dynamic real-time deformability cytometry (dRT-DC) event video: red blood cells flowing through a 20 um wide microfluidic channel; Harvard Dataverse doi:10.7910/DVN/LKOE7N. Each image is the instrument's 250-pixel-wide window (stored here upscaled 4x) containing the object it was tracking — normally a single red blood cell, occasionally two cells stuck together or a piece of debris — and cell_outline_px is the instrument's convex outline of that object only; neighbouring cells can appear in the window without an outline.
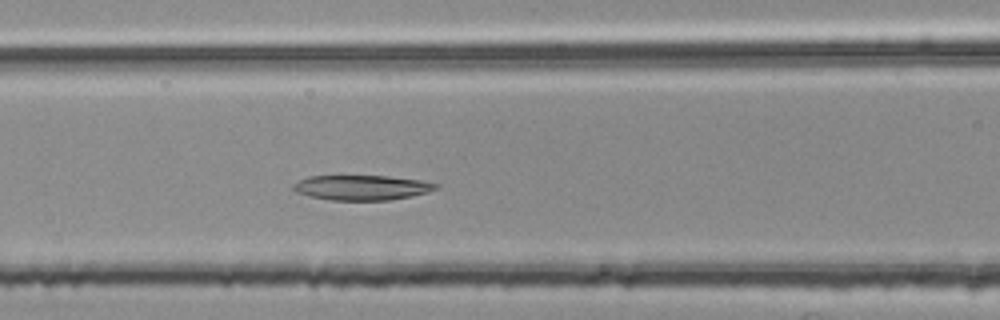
{"species": "common noctule bat (a hibernating species)", "species_latin": "Nyctalus noctula", "temperature_condition": "room temperature", "stored_images_in_passage": 37, "camera_frame_rate_fps": 3000, "um_per_image_px": 0.085, "animal": {"sex": "female", "body_mass_g": 25.1}, "frame": {"image": 1, "passage_image": 14, "time_ms": 4.333, "image_size_px": [1000, 320], "cell_outline_px": [[440, 188], [428, 192], [412, 196], [388, 200], [332, 200], [308, 196], [296, 192], [292, 188], [292, 184], [308, 176], [388, 176], [420, 180], [440, 184]], "centroid_in_image_um": [30.77, 15.94], "position_along_channel_um": 135.8, "area_um2": 20.81}}
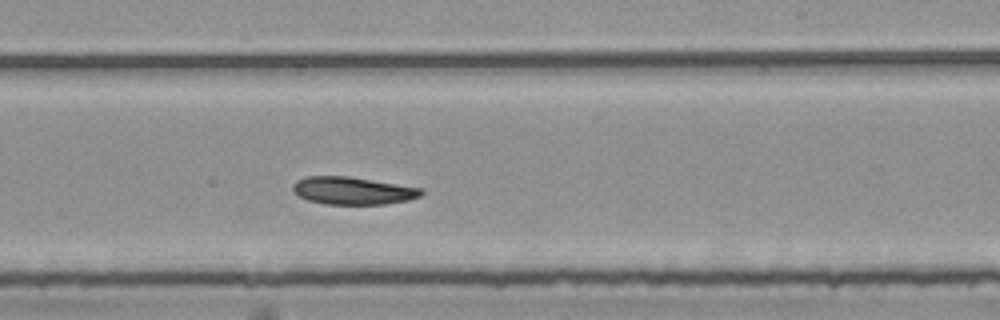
{"frame": {"image": 2, "passage_image": 24, "time_ms": 7.667, "image_size_px": [1000, 320], "cell_outline_px": [[424, 192], [420, 196], [408, 200], [384, 204], [324, 204], [308, 200], [292, 192], [292, 184], [296, 180], [304, 176], [348, 176], [420, 188]], "centroid_in_image_um": [29.92, 16.2], "position_along_channel_um": 259.1, "area_um2": 20.58}}
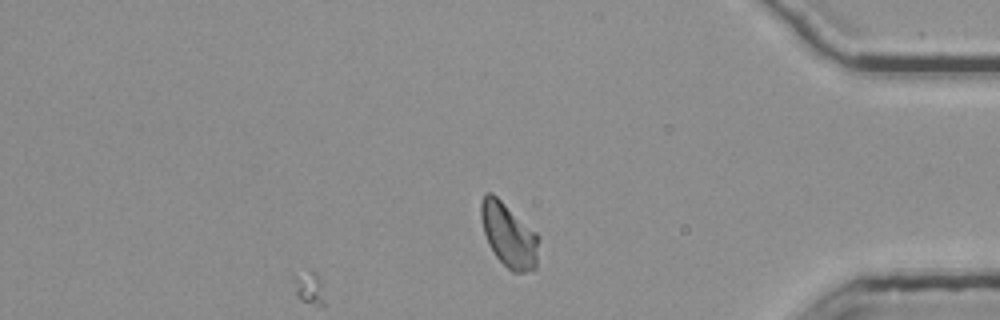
{"frame": {"image": 3, "passage_image": 37, "time_ms": 12.0, "image_size_px": [1000, 320], "cell_outline_px": [[540, 240], [536, 268], [524, 272], [512, 272], [496, 256], [488, 244], [484, 232], [480, 216], [480, 200], [488, 192], [492, 192], [536, 232], [540, 236]], "centroid_in_image_um": [43.25, 19.98], "position_along_channel_um": 391.9, "area_um2": 21.62}}